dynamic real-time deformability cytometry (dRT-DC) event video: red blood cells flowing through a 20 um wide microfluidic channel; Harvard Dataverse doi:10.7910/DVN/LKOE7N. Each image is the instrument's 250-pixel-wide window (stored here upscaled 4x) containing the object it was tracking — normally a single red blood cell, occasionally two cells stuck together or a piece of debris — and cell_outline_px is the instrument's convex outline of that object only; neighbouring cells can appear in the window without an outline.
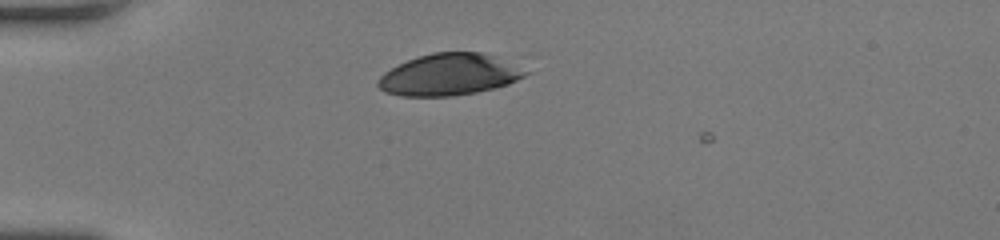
{"species": "human", "species_latin": "Homo sapiens", "temperature_condition": "room temperature", "stored_images_in_passage": 32, "camera_frame_rate_fps": 3000, "um_per_image_px": 0.085, "donor": {"sex": "female"}, "frame": {"image": 1, "passage_image": 1, "time_ms": 0.0, "image_size_px": [1000, 240], "cell_outline_px": [[532, 72], [508, 84], [476, 92], [452, 96], [400, 96], [384, 92], [376, 84], [376, 80], [384, 72], [408, 60], [432, 52], [480, 52], [492, 56]], "centroid_in_image_um": [38.14, 6.35], "position_along_channel_um": 46.9, "area_um2": 35.43}}
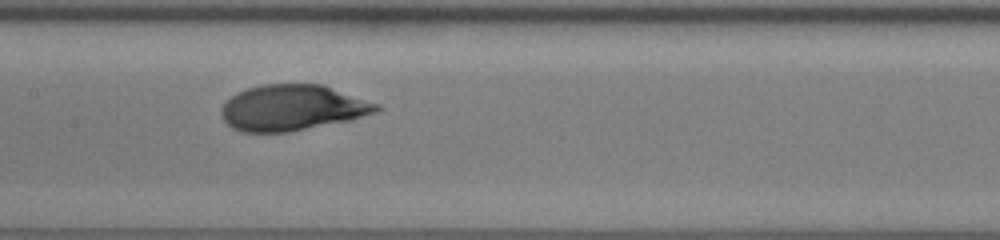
{"frame": {"image": 2, "passage_image": 13, "time_ms": 4.0, "image_size_px": [1000, 240], "cell_outline_px": [[384, 108], [376, 112], [352, 120], [288, 132], [240, 132], [232, 128], [220, 116], [220, 108], [232, 96], [248, 88], [264, 84], [324, 84], [380, 104]], "centroid_in_image_um": [24.89, 9.16], "position_along_channel_um": 182.5, "area_um2": 41.67}}
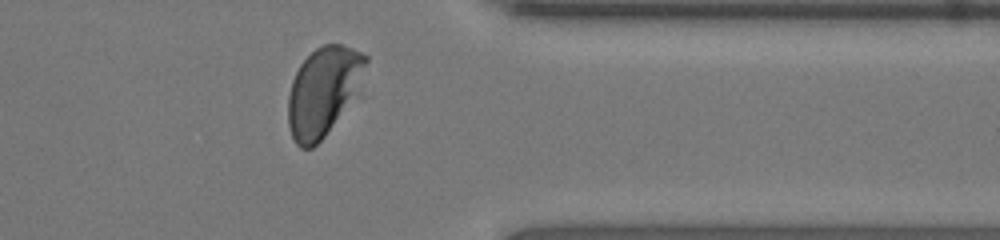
{"frame": {"image": 3, "passage_image": 28, "time_ms": 9.0, "image_size_px": [1000, 240], "cell_outline_px": [[368, 60], [360, 92], [324, 136], [312, 148], [300, 148], [296, 144], [292, 136], [288, 124], [288, 96], [292, 80], [300, 64], [316, 48], [324, 44], [340, 44], [352, 48], [368, 56]], "centroid_in_image_um": [27.51, 7.75], "position_along_channel_um": 383.9, "area_um2": 40.29}, "authors_computed_cell_mechanics": {"area_um2": 41.7894, "velocity_mm_per_s": 4.17, "shape_relaxation_time_tau1_ms": 2.6624, "shape_relaxation_time_tau2_ms": null, "deformation_change_tau1": 0.1607, "deformation_change_tau2": null}}